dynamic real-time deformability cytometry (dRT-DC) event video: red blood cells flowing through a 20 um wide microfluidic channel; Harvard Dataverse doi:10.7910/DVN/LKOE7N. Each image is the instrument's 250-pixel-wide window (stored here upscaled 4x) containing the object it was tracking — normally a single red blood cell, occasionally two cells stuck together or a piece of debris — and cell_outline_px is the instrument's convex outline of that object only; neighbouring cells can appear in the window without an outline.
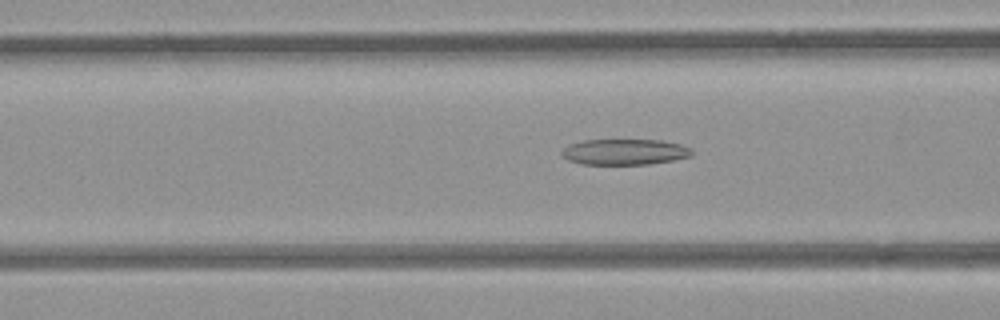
{"species": "common noctule bat (a hibernating species)", "species_latin": "Nyctalus noctula", "temperature_condition": "room temperature", "stored_images_in_passage": 8, "camera_frame_rate_fps": 3000, "um_per_image_px": 0.085, "animal": {"sex": "female", "body_mass_g": 21.9}, "frame": {"image": 1, "passage_image": 5, "time_ms": 1.333, "image_size_px": [1000, 320], "cell_outline_px": [[692, 156], [672, 160], [648, 164], [580, 164], [568, 160], [560, 152], [568, 144], [584, 140], [660, 140], [680, 144], [692, 148]], "centroid_in_image_um": [53.09, 12.91], "position_along_channel_um": 113.5, "area_um2": 19.54}}